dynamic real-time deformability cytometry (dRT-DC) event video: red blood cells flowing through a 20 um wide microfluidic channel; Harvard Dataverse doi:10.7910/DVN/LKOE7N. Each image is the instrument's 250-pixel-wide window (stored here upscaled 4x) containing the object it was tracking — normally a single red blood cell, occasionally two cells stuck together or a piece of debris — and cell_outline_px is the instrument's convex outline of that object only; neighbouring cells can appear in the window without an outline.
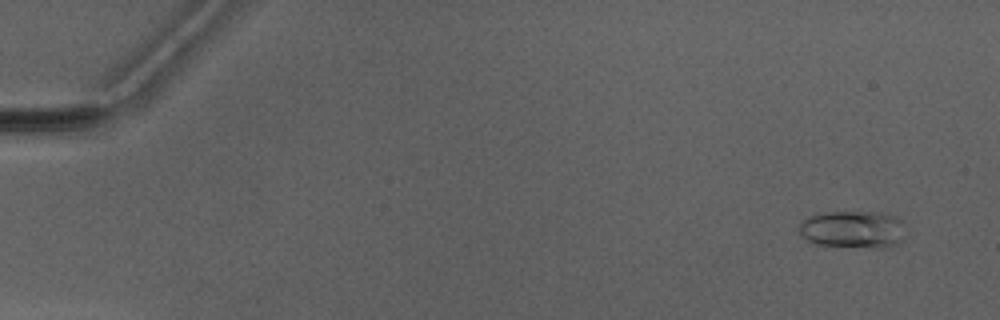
{"species": "Egyptian fruit bat (a non-hibernating species)", "species_latin": "Rousettus aegyptiacus", "temperature_condition": "warm", "stored_images_in_passage": 5, "camera_frame_rate_fps": 3000, "um_per_image_px": 0.085, "animal": {"sex": "male"}, "frame": {"image": 1, "passage_image": 1, "time_ms": 0.0, "image_size_px": [1000, 320], "cell_outline_px": [[904, 240], [888, 248], [876, 248], [816, 244], [808, 240], [796, 228], [808, 216], [824, 212], [880, 212], [896, 216], [904, 220]], "centroid_in_image_um": [72.56, 19.49], "position_along_channel_um": 12.4, "area_um2": 23.52}}
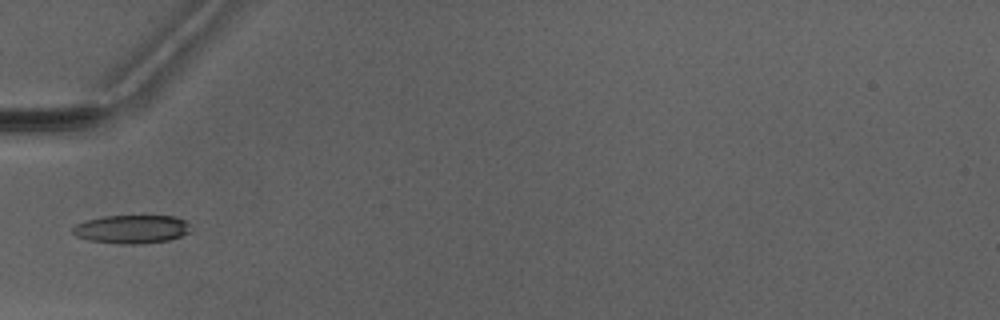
{"frame": {"image": 2, "passage_image": 5, "time_ms": 5.0, "image_size_px": [1000, 320], "cell_outline_px": [[188, 232], [180, 236], [168, 240], [140, 244], [116, 244], [88, 240], [76, 236], [72, 232], [72, 228], [76, 224], [84, 220], [104, 216], [176, 216], [184, 220], [188, 224]], "centroid_in_image_um": [11.13, 19.48], "position_along_channel_um": 73.9, "area_um2": 19.54}}